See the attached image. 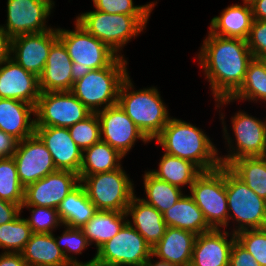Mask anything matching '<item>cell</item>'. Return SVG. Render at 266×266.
Returning a JSON list of instances; mask_svg holds the SVG:
<instances>
[{
  "instance_id": "6da1fadb",
  "label": "cell",
  "mask_w": 266,
  "mask_h": 266,
  "mask_svg": "<svg viewBox=\"0 0 266 266\" xmlns=\"http://www.w3.org/2000/svg\"><path fill=\"white\" fill-rule=\"evenodd\" d=\"M253 58L247 40L216 36L209 32L198 60L216 100L230 98L241 87Z\"/></svg>"
},
{
  "instance_id": "7a4b0ae2",
  "label": "cell",
  "mask_w": 266,
  "mask_h": 266,
  "mask_svg": "<svg viewBox=\"0 0 266 266\" xmlns=\"http://www.w3.org/2000/svg\"><path fill=\"white\" fill-rule=\"evenodd\" d=\"M155 139L165 153L191 161L201 171L221 166L218 150L209 137L186 121L171 117Z\"/></svg>"
},
{
  "instance_id": "3957f363",
  "label": "cell",
  "mask_w": 266,
  "mask_h": 266,
  "mask_svg": "<svg viewBox=\"0 0 266 266\" xmlns=\"http://www.w3.org/2000/svg\"><path fill=\"white\" fill-rule=\"evenodd\" d=\"M132 89L128 76L121 84L117 104L150 141L154 140L170 119L167 107L155 87Z\"/></svg>"
},
{
  "instance_id": "277c9868",
  "label": "cell",
  "mask_w": 266,
  "mask_h": 266,
  "mask_svg": "<svg viewBox=\"0 0 266 266\" xmlns=\"http://www.w3.org/2000/svg\"><path fill=\"white\" fill-rule=\"evenodd\" d=\"M127 61L123 55L118 56L108 67L94 69L73 83L71 92L91 113L117 104L119 90L123 81L129 76ZM99 108V109H98Z\"/></svg>"
},
{
  "instance_id": "5b68a950",
  "label": "cell",
  "mask_w": 266,
  "mask_h": 266,
  "mask_svg": "<svg viewBox=\"0 0 266 266\" xmlns=\"http://www.w3.org/2000/svg\"><path fill=\"white\" fill-rule=\"evenodd\" d=\"M75 30L57 28L58 39L64 44L72 64V81L94 69L108 67L118 55L105 43L88 33L76 22Z\"/></svg>"
},
{
  "instance_id": "8992f818",
  "label": "cell",
  "mask_w": 266,
  "mask_h": 266,
  "mask_svg": "<svg viewBox=\"0 0 266 266\" xmlns=\"http://www.w3.org/2000/svg\"><path fill=\"white\" fill-rule=\"evenodd\" d=\"M149 16L108 14L95 10L82 13L75 22L120 56L119 50L146 28Z\"/></svg>"
},
{
  "instance_id": "52a82bcc",
  "label": "cell",
  "mask_w": 266,
  "mask_h": 266,
  "mask_svg": "<svg viewBox=\"0 0 266 266\" xmlns=\"http://www.w3.org/2000/svg\"><path fill=\"white\" fill-rule=\"evenodd\" d=\"M191 197L203 212L212 229L228 225V201L226 195V166L202 171L190 186Z\"/></svg>"
},
{
  "instance_id": "ba28073f",
  "label": "cell",
  "mask_w": 266,
  "mask_h": 266,
  "mask_svg": "<svg viewBox=\"0 0 266 266\" xmlns=\"http://www.w3.org/2000/svg\"><path fill=\"white\" fill-rule=\"evenodd\" d=\"M79 179L97 210L126 212L135 195L134 184L122 167Z\"/></svg>"
},
{
  "instance_id": "9c48e42d",
  "label": "cell",
  "mask_w": 266,
  "mask_h": 266,
  "mask_svg": "<svg viewBox=\"0 0 266 266\" xmlns=\"http://www.w3.org/2000/svg\"><path fill=\"white\" fill-rule=\"evenodd\" d=\"M226 195L229 220L237 221V233L246 229L266 228V200L258 196L226 166ZM234 215V216H233ZM231 218V219H230Z\"/></svg>"
},
{
  "instance_id": "30bf717a",
  "label": "cell",
  "mask_w": 266,
  "mask_h": 266,
  "mask_svg": "<svg viewBox=\"0 0 266 266\" xmlns=\"http://www.w3.org/2000/svg\"><path fill=\"white\" fill-rule=\"evenodd\" d=\"M152 248L128 222L95 255V266H144Z\"/></svg>"
},
{
  "instance_id": "8fae6325",
  "label": "cell",
  "mask_w": 266,
  "mask_h": 266,
  "mask_svg": "<svg viewBox=\"0 0 266 266\" xmlns=\"http://www.w3.org/2000/svg\"><path fill=\"white\" fill-rule=\"evenodd\" d=\"M90 114L71 91L41 92L35 107V127L69 128Z\"/></svg>"
},
{
  "instance_id": "7c38bea8",
  "label": "cell",
  "mask_w": 266,
  "mask_h": 266,
  "mask_svg": "<svg viewBox=\"0 0 266 266\" xmlns=\"http://www.w3.org/2000/svg\"><path fill=\"white\" fill-rule=\"evenodd\" d=\"M233 132L236 137V147L231 146L232 139L227 133L226 126L223 128L225 139L230 144L229 153L225 157H219L222 166H229L234 160L241 157L264 156L266 153V122L249 116L245 112H237L232 117ZM236 150V151H235Z\"/></svg>"
},
{
  "instance_id": "4fadbf2b",
  "label": "cell",
  "mask_w": 266,
  "mask_h": 266,
  "mask_svg": "<svg viewBox=\"0 0 266 266\" xmlns=\"http://www.w3.org/2000/svg\"><path fill=\"white\" fill-rule=\"evenodd\" d=\"M79 184L77 173L57 170L25 187L22 206L58 208L65 197Z\"/></svg>"
},
{
  "instance_id": "5bb4252c",
  "label": "cell",
  "mask_w": 266,
  "mask_h": 266,
  "mask_svg": "<svg viewBox=\"0 0 266 266\" xmlns=\"http://www.w3.org/2000/svg\"><path fill=\"white\" fill-rule=\"evenodd\" d=\"M12 157L24 187L57 171L51 153L36 134L19 141Z\"/></svg>"
},
{
  "instance_id": "9a60e30c",
  "label": "cell",
  "mask_w": 266,
  "mask_h": 266,
  "mask_svg": "<svg viewBox=\"0 0 266 266\" xmlns=\"http://www.w3.org/2000/svg\"><path fill=\"white\" fill-rule=\"evenodd\" d=\"M96 114L100 121L101 141L108 143L123 156L132 149L137 139L145 143L150 141L118 104L100 109Z\"/></svg>"
},
{
  "instance_id": "2e32d148",
  "label": "cell",
  "mask_w": 266,
  "mask_h": 266,
  "mask_svg": "<svg viewBox=\"0 0 266 266\" xmlns=\"http://www.w3.org/2000/svg\"><path fill=\"white\" fill-rule=\"evenodd\" d=\"M57 40L58 33L54 28L41 33L13 37L11 38L10 58L26 71L39 77L46 65L50 48Z\"/></svg>"
},
{
  "instance_id": "e0dca14e",
  "label": "cell",
  "mask_w": 266,
  "mask_h": 266,
  "mask_svg": "<svg viewBox=\"0 0 266 266\" xmlns=\"http://www.w3.org/2000/svg\"><path fill=\"white\" fill-rule=\"evenodd\" d=\"M52 8L40 0H7V23L2 27L11 38L49 31L45 23Z\"/></svg>"
},
{
  "instance_id": "ac0fdd59",
  "label": "cell",
  "mask_w": 266,
  "mask_h": 266,
  "mask_svg": "<svg viewBox=\"0 0 266 266\" xmlns=\"http://www.w3.org/2000/svg\"><path fill=\"white\" fill-rule=\"evenodd\" d=\"M40 93L39 78L35 74L11 58L0 63V98L16 99L36 107Z\"/></svg>"
},
{
  "instance_id": "d6986e66",
  "label": "cell",
  "mask_w": 266,
  "mask_h": 266,
  "mask_svg": "<svg viewBox=\"0 0 266 266\" xmlns=\"http://www.w3.org/2000/svg\"><path fill=\"white\" fill-rule=\"evenodd\" d=\"M35 134L51 153L57 170H68L79 174L83 150L71 138L65 127H35Z\"/></svg>"
},
{
  "instance_id": "ffe728a7",
  "label": "cell",
  "mask_w": 266,
  "mask_h": 266,
  "mask_svg": "<svg viewBox=\"0 0 266 266\" xmlns=\"http://www.w3.org/2000/svg\"><path fill=\"white\" fill-rule=\"evenodd\" d=\"M227 231L212 229L197 235L190 266H229L231 248L236 241L232 233L230 240Z\"/></svg>"
},
{
  "instance_id": "44dd1931",
  "label": "cell",
  "mask_w": 266,
  "mask_h": 266,
  "mask_svg": "<svg viewBox=\"0 0 266 266\" xmlns=\"http://www.w3.org/2000/svg\"><path fill=\"white\" fill-rule=\"evenodd\" d=\"M72 60L64 44L58 39L50 48L46 65L39 78L41 92L70 91L72 81Z\"/></svg>"
},
{
  "instance_id": "7402d4cb",
  "label": "cell",
  "mask_w": 266,
  "mask_h": 266,
  "mask_svg": "<svg viewBox=\"0 0 266 266\" xmlns=\"http://www.w3.org/2000/svg\"><path fill=\"white\" fill-rule=\"evenodd\" d=\"M196 237L193 232L167 226L163 237L152 248V256L176 266H190Z\"/></svg>"
},
{
  "instance_id": "603a6c76",
  "label": "cell",
  "mask_w": 266,
  "mask_h": 266,
  "mask_svg": "<svg viewBox=\"0 0 266 266\" xmlns=\"http://www.w3.org/2000/svg\"><path fill=\"white\" fill-rule=\"evenodd\" d=\"M35 106L16 99L0 98V130L18 141L35 134ZM31 120V121H30Z\"/></svg>"
},
{
  "instance_id": "cb8c5ba5",
  "label": "cell",
  "mask_w": 266,
  "mask_h": 266,
  "mask_svg": "<svg viewBox=\"0 0 266 266\" xmlns=\"http://www.w3.org/2000/svg\"><path fill=\"white\" fill-rule=\"evenodd\" d=\"M126 215L132 217L133 224L128 223L146 240L153 248L163 237L166 223L161 214L152 205L147 204L141 198L134 195L126 209Z\"/></svg>"
},
{
  "instance_id": "d4e9b609",
  "label": "cell",
  "mask_w": 266,
  "mask_h": 266,
  "mask_svg": "<svg viewBox=\"0 0 266 266\" xmlns=\"http://www.w3.org/2000/svg\"><path fill=\"white\" fill-rule=\"evenodd\" d=\"M253 21L251 5L243 1V6L233 4L225 8L220 16L213 17L210 22V33L247 40Z\"/></svg>"
},
{
  "instance_id": "484cf974",
  "label": "cell",
  "mask_w": 266,
  "mask_h": 266,
  "mask_svg": "<svg viewBox=\"0 0 266 266\" xmlns=\"http://www.w3.org/2000/svg\"><path fill=\"white\" fill-rule=\"evenodd\" d=\"M21 255L28 266H72L57 246L53 233H33Z\"/></svg>"
},
{
  "instance_id": "4316f807",
  "label": "cell",
  "mask_w": 266,
  "mask_h": 266,
  "mask_svg": "<svg viewBox=\"0 0 266 266\" xmlns=\"http://www.w3.org/2000/svg\"><path fill=\"white\" fill-rule=\"evenodd\" d=\"M167 226L193 232L196 235L212 230L203 212L189 195H183L169 210L163 213Z\"/></svg>"
},
{
  "instance_id": "83f0119b",
  "label": "cell",
  "mask_w": 266,
  "mask_h": 266,
  "mask_svg": "<svg viewBox=\"0 0 266 266\" xmlns=\"http://www.w3.org/2000/svg\"><path fill=\"white\" fill-rule=\"evenodd\" d=\"M126 212L97 210L81 228L90 245L95 242L97 250L111 240L128 222Z\"/></svg>"
},
{
  "instance_id": "f1b7e54d",
  "label": "cell",
  "mask_w": 266,
  "mask_h": 266,
  "mask_svg": "<svg viewBox=\"0 0 266 266\" xmlns=\"http://www.w3.org/2000/svg\"><path fill=\"white\" fill-rule=\"evenodd\" d=\"M57 210L63 225L72 228H82L97 211L81 184L65 197Z\"/></svg>"
},
{
  "instance_id": "f546056e",
  "label": "cell",
  "mask_w": 266,
  "mask_h": 266,
  "mask_svg": "<svg viewBox=\"0 0 266 266\" xmlns=\"http://www.w3.org/2000/svg\"><path fill=\"white\" fill-rule=\"evenodd\" d=\"M125 157L108 143L99 141L83 150L79 177L103 173L120 168V160Z\"/></svg>"
},
{
  "instance_id": "4dcf8cb0",
  "label": "cell",
  "mask_w": 266,
  "mask_h": 266,
  "mask_svg": "<svg viewBox=\"0 0 266 266\" xmlns=\"http://www.w3.org/2000/svg\"><path fill=\"white\" fill-rule=\"evenodd\" d=\"M236 99L252 100L253 102L258 99L266 101V64L262 59H252L241 87L230 98L215 100L218 102L216 107L220 108L221 104H228Z\"/></svg>"
},
{
  "instance_id": "1f68e13d",
  "label": "cell",
  "mask_w": 266,
  "mask_h": 266,
  "mask_svg": "<svg viewBox=\"0 0 266 266\" xmlns=\"http://www.w3.org/2000/svg\"><path fill=\"white\" fill-rule=\"evenodd\" d=\"M149 172L171 185L181 188V186L189 184L190 188L202 171L191 161L164 153L160 159L159 169Z\"/></svg>"
},
{
  "instance_id": "d6a6232c",
  "label": "cell",
  "mask_w": 266,
  "mask_h": 266,
  "mask_svg": "<svg viewBox=\"0 0 266 266\" xmlns=\"http://www.w3.org/2000/svg\"><path fill=\"white\" fill-rule=\"evenodd\" d=\"M228 168L247 187L266 200V158L264 156L241 157L234 160Z\"/></svg>"
},
{
  "instance_id": "836d02e7",
  "label": "cell",
  "mask_w": 266,
  "mask_h": 266,
  "mask_svg": "<svg viewBox=\"0 0 266 266\" xmlns=\"http://www.w3.org/2000/svg\"><path fill=\"white\" fill-rule=\"evenodd\" d=\"M143 177L146 199L142 200L161 214L169 210L183 196L181 188L156 178L149 171L145 172Z\"/></svg>"
},
{
  "instance_id": "e575fe53",
  "label": "cell",
  "mask_w": 266,
  "mask_h": 266,
  "mask_svg": "<svg viewBox=\"0 0 266 266\" xmlns=\"http://www.w3.org/2000/svg\"><path fill=\"white\" fill-rule=\"evenodd\" d=\"M33 232L20 214L12 221L0 225V248L4 253H21Z\"/></svg>"
},
{
  "instance_id": "d590c367",
  "label": "cell",
  "mask_w": 266,
  "mask_h": 266,
  "mask_svg": "<svg viewBox=\"0 0 266 266\" xmlns=\"http://www.w3.org/2000/svg\"><path fill=\"white\" fill-rule=\"evenodd\" d=\"M25 187L18 178L17 166L13 159L0 158V199L22 206Z\"/></svg>"
},
{
  "instance_id": "8d00e7d4",
  "label": "cell",
  "mask_w": 266,
  "mask_h": 266,
  "mask_svg": "<svg viewBox=\"0 0 266 266\" xmlns=\"http://www.w3.org/2000/svg\"><path fill=\"white\" fill-rule=\"evenodd\" d=\"M66 227V228H65ZM65 230L62 234V236H57L58 238H55L56 244L59 247L61 251H63L64 256L66 260L72 265V266H92L95 264V256L93 259L89 260L88 262H79L77 259L74 258V256L68 255L66 252L70 253H76L81 254L83 249L87 248V246L90 245L87 238L84 236V233L81 228H72L68 226H64ZM62 244L64 247H62Z\"/></svg>"
},
{
  "instance_id": "74e56055",
  "label": "cell",
  "mask_w": 266,
  "mask_h": 266,
  "mask_svg": "<svg viewBox=\"0 0 266 266\" xmlns=\"http://www.w3.org/2000/svg\"><path fill=\"white\" fill-rule=\"evenodd\" d=\"M75 144L85 150L101 140L100 121L96 113L68 128Z\"/></svg>"
},
{
  "instance_id": "f35d334b",
  "label": "cell",
  "mask_w": 266,
  "mask_h": 266,
  "mask_svg": "<svg viewBox=\"0 0 266 266\" xmlns=\"http://www.w3.org/2000/svg\"><path fill=\"white\" fill-rule=\"evenodd\" d=\"M236 241L260 266H266V228L246 229L235 233Z\"/></svg>"
},
{
  "instance_id": "ab89813d",
  "label": "cell",
  "mask_w": 266,
  "mask_h": 266,
  "mask_svg": "<svg viewBox=\"0 0 266 266\" xmlns=\"http://www.w3.org/2000/svg\"><path fill=\"white\" fill-rule=\"evenodd\" d=\"M23 207L29 208L31 211V218H26V220L33 233H53L52 231L55 229V227L57 228V226H60V224L63 225L57 208L21 206V209H23Z\"/></svg>"
},
{
  "instance_id": "60d3db41",
  "label": "cell",
  "mask_w": 266,
  "mask_h": 266,
  "mask_svg": "<svg viewBox=\"0 0 266 266\" xmlns=\"http://www.w3.org/2000/svg\"><path fill=\"white\" fill-rule=\"evenodd\" d=\"M96 10L108 14L150 15L155 3L134 6L133 0H92Z\"/></svg>"
},
{
  "instance_id": "b9f144b4",
  "label": "cell",
  "mask_w": 266,
  "mask_h": 266,
  "mask_svg": "<svg viewBox=\"0 0 266 266\" xmlns=\"http://www.w3.org/2000/svg\"><path fill=\"white\" fill-rule=\"evenodd\" d=\"M247 45L254 58L266 57V20H255L252 23Z\"/></svg>"
},
{
  "instance_id": "7bdbcfd3",
  "label": "cell",
  "mask_w": 266,
  "mask_h": 266,
  "mask_svg": "<svg viewBox=\"0 0 266 266\" xmlns=\"http://www.w3.org/2000/svg\"><path fill=\"white\" fill-rule=\"evenodd\" d=\"M229 266H260V264L255 261L248 251L235 241L231 248Z\"/></svg>"
},
{
  "instance_id": "ee69618b",
  "label": "cell",
  "mask_w": 266,
  "mask_h": 266,
  "mask_svg": "<svg viewBox=\"0 0 266 266\" xmlns=\"http://www.w3.org/2000/svg\"><path fill=\"white\" fill-rule=\"evenodd\" d=\"M21 210L19 205L0 199V225L14 220L21 214Z\"/></svg>"
},
{
  "instance_id": "f6af8a7d",
  "label": "cell",
  "mask_w": 266,
  "mask_h": 266,
  "mask_svg": "<svg viewBox=\"0 0 266 266\" xmlns=\"http://www.w3.org/2000/svg\"><path fill=\"white\" fill-rule=\"evenodd\" d=\"M18 140L0 130V158H10L14 155Z\"/></svg>"
},
{
  "instance_id": "bcb514c9",
  "label": "cell",
  "mask_w": 266,
  "mask_h": 266,
  "mask_svg": "<svg viewBox=\"0 0 266 266\" xmlns=\"http://www.w3.org/2000/svg\"><path fill=\"white\" fill-rule=\"evenodd\" d=\"M11 37L0 25V63L11 57Z\"/></svg>"
},
{
  "instance_id": "7dc6e473",
  "label": "cell",
  "mask_w": 266,
  "mask_h": 266,
  "mask_svg": "<svg viewBox=\"0 0 266 266\" xmlns=\"http://www.w3.org/2000/svg\"><path fill=\"white\" fill-rule=\"evenodd\" d=\"M0 266H28L21 253L0 254Z\"/></svg>"
},
{
  "instance_id": "c3c4849f",
  "label": "cell",
  "mask_w": 266,
  "mask_h": 266,
  "mask_svg": "<svg viewBox=\"0 0 266 266\" xmlns=\"http://www.w3.org/2000/svg\"><path fill=\"white\" fill-rule=\"evenodd\" d=\"M251 5L255 20H266V0H252Z\"/></svg>"
},
{
  "instance_id": "681fc988",
  "label": "cell",
  "mask_w": 266,
  "mask_h": 266,
  "mask_svg": "<svg viewBox=\"0 0 266 266\" xmlns=\"http://www.w3.org/2000/svg\"><path fill=\"white\" fill-rule=\"evenodd\" d=\"M153 256H150V258L147 260V262L144 264V266H176L175 264L169 263L164 260H159L158 262H151V258Z\"/></svg>"
},
{
  "instance_id": "f907efd6",
  "label": "cell",
  "mask_w": 266,
  "mask_h": 266,
  "mask_svg": "<svg viewBox=\"0 0 266 266\" xmlns=\"http://www.w3.org/2000/svg\"><path fill=\"white\" fill-rule=\"evenodd\" d=\"M40 1L47 2V3H49L52 7L54 6V2H53V0H40Z\"/></svg>"
},
{
  "instance_id": "816d5d0a",
  "label": "cell",
  "mask_w": 266,
  "mask_h": 266,
  "mask_svg": "<svg viewBox=\"0 0 266 266\" xmlns=\"http://www.w3.org/2000/svg\"><path fill=\"white\" fill-rule=\"evenodd\" d=\"M244 2H251L252 0H243Z\"/></svg>"
},
{
  "instance_id": "f5cc1de1",
  "label": "cell",
  "mask_w": 266,
  "mask_h": 266,
  "mask_svg": "<svg viewBox=\"0 0 266 266\" xmlns=\"http://www.w3.org/2000/svg\"><path fill=\"white\" fill-rule=\"evenodd\" d=\"M262 60L265 62V64H266V57L265 58H262Z\"/></svg>"
}]
</instances>
